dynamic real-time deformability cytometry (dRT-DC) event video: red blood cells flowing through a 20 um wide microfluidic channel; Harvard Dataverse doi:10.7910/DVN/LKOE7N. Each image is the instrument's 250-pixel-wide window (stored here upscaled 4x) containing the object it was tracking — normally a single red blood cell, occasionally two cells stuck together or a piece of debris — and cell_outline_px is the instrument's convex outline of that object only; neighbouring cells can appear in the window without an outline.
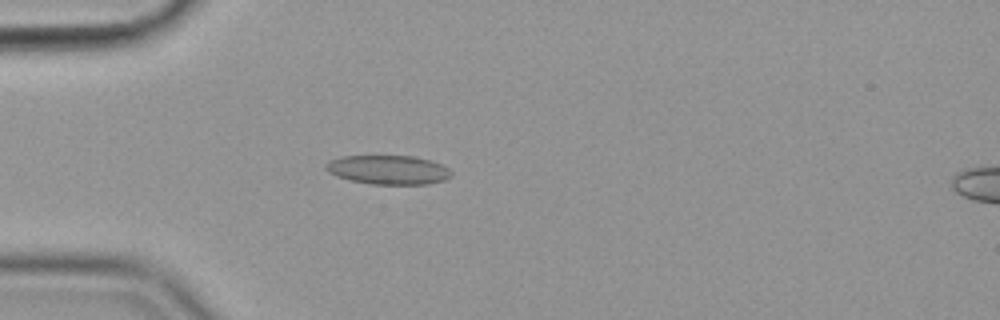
{"species": "common noctule bat (a hibernating species)", "species_latin": "Nyctalus noctula", "temperature_condition": "cold", "stored_images_in_passage": 57, "camera_frame_rate_fps": 3000, "um_per_image_px": 0.085, "animal": {"sex": "female", "body_mass_g": 19.9}, "frame": {"image": 1, "passage_image": 17, "time_ms": 5.333, "image_size_px": [1000, 320], "cell_outline_px": [[452, 176], [444, 180], [428, 184], [372, 184], [352, 180], [336, 176], [328, 172], [324, 168], [324, 164], [328, 160], [340, 156], [416, 156], [432, 160], [448, 168], [452, 172]], "centroid_in_image_um": [32.99, 14.42], "position_along_channel_um": 52.0, "area_um2": 21.44}}
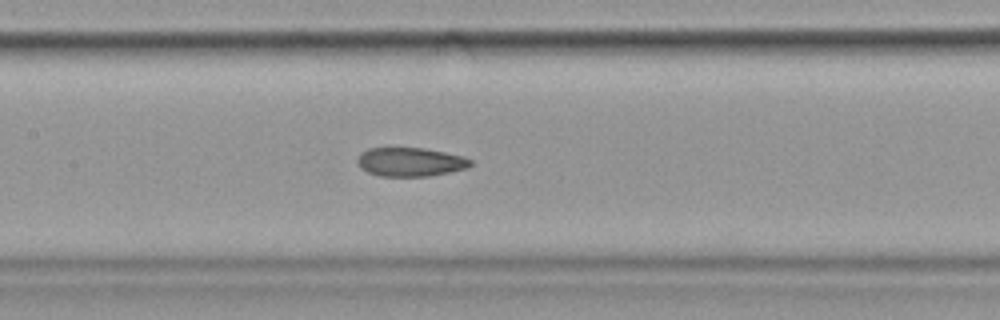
{"frame": {"image": 2, "passage_image": 28, "time_ms": 9.0, "image_size_px": [1000, 320], "cell_outline_px": [[472, 164], [468, 168], [428, 176], [380, 176], [368, 172], [360, 168], [356, 160], [360, 152], [368, 148], [388, 144], [424, 148], [464, 156], [472, 160]], "centroid_in_image_um": [34.8, 13.71], "position_along_channel_um": 172.6, "area_um2": 19.88}}
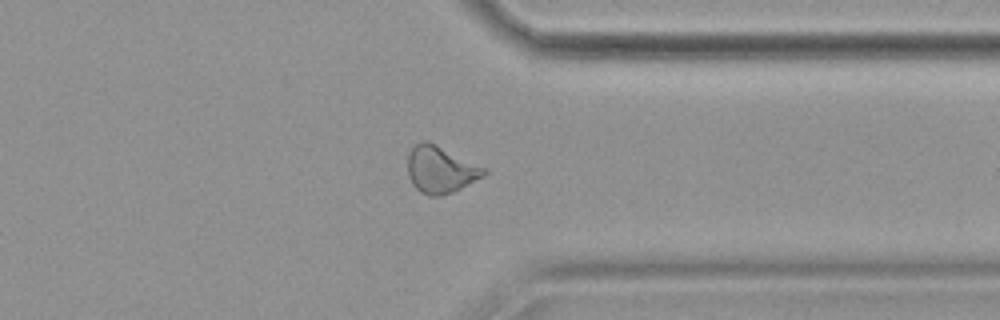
{"frame": {"image": 3, "passage_image": 45, "time_ms": 14.667, "image_size_px": [1000, 320], "cell_outline_px": [[488, 172], [484, 176], [452, 192], [440, 196], [428, 196], [420, 192], [412, 184], [408, 176], [408, 152], [420, 140], [428, 140], [488, 168]], "centroid_in_image_um": [37.45, 14.39], "position_along_channel_um": 373.9, "area_um2": 21.15}, "authors_computed_cell_mechanics": {"area_um2": 20.2878, "velocity_mm_per_s": 3.5924, "shape_relaxation_time_tau1_ms": null, "shape_relaxation_time_tau2_ms": 3.5987, "deformation_change_tau1": null, "deformation_change_tau2": 0.1116}}